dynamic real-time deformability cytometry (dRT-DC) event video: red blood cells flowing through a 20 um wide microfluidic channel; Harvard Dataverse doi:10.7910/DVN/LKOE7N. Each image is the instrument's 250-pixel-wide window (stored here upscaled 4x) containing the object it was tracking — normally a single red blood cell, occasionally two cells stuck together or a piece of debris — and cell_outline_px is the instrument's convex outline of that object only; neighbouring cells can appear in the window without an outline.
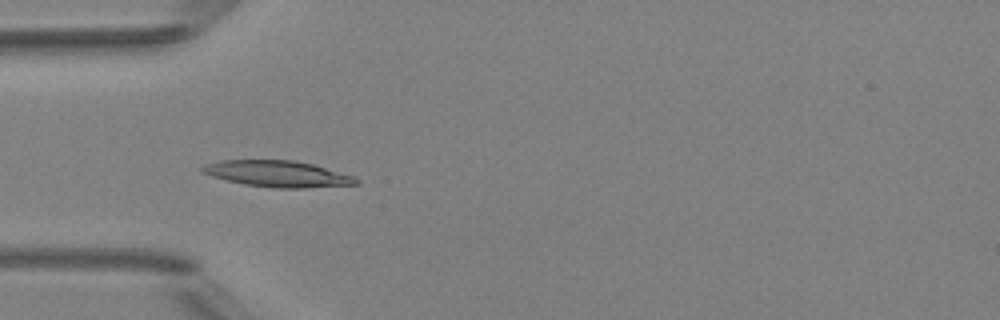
{"species": "Egyptian fruit bat (a non-hibernating species)", "species_latin": "Rousettus aegyptiacus", "temperature_condition": "room temperature", "stored_images_in_passage": 5, "camera_frame_rate_fps": 3000, "um_per_image_px": 0.085, "animal": {"sex": "female"}, "frame": {"image": 1, "passage_image": 5, "time_ms": 4.667, "image_size_px": [1000, 320], "cell_outline_px": [[360, 184], [304, 188], [272, 188], [244, 184], [212, 176], [204, 172], [200, 168], [204, 164], [220, 160], [292, 160], [312, 164], [352, 176], [360, 180]], "centroid_in_image_um": [23.59, 14.78], "position_along_channel_um": 61.4, "area_um2": 23.35}}